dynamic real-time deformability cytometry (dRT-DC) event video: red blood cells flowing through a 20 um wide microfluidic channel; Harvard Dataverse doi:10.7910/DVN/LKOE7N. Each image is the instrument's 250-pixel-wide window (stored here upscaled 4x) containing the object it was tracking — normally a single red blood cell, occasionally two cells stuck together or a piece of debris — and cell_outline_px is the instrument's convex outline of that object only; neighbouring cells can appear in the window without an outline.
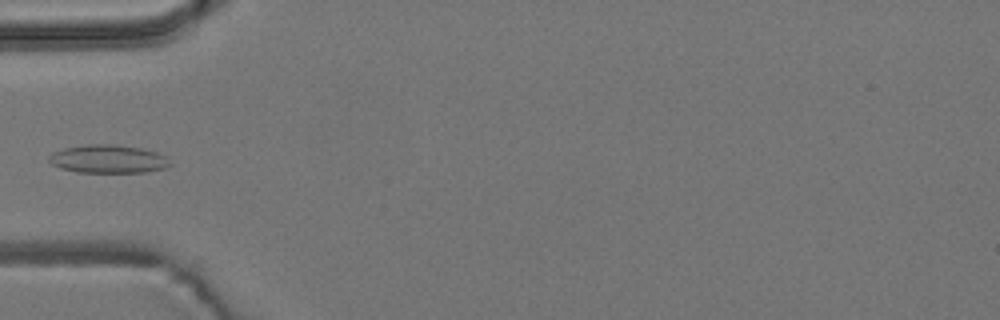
{"species": "common noctule bat (a hibernating species)", "species_latin": "Nyctalus noctula", "temperature_condition": "room temperature", "stored_images_in_passage": 6, "camera_frame_rate_fps": 3000, "um_per_image_px": 0.085, "animal": {"sex": "male", "body_mass_g": 19.2, "forearm_length_mm": 51.8}, "frame": {"image": 1, "passage_image": 5, "time_ms": 1.333, "image_size_px": [1000, 320], "cell_outline_px": [[172, 164], [164, 168], [144, 172], [76, 172], [60, 168], [52, 164], [48, 160], [48, 156], [52, 152], [64, 148], [88, 144], [112, 144], [140, 148], [156, 152], [164, 156]], "centroid_in_image_um": [9.15, 13.51], "position_along_channel_um": 75.9, "area_um2": 19.83}}
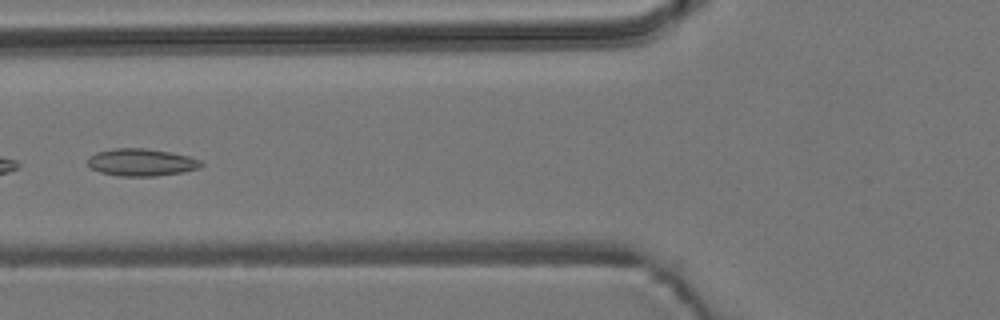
{"frame": {"image": 2, "passage_image": 6, "time_ms": 1.667, "image_size_px": [1000, 320], "cell_outline_px": [[204, 164], [200, 168], [184, 172], [156, 176], [116, 176], [100, 172], [88, 168], [88, 156], [96, 152], [116, 148], [144, 148], [168, 152], [188, 156], [200, 160]], "centroid_in_image_um": [11.99, 13.81], "position_along_channel_um": 113.8, "area_um2": 18.21}}